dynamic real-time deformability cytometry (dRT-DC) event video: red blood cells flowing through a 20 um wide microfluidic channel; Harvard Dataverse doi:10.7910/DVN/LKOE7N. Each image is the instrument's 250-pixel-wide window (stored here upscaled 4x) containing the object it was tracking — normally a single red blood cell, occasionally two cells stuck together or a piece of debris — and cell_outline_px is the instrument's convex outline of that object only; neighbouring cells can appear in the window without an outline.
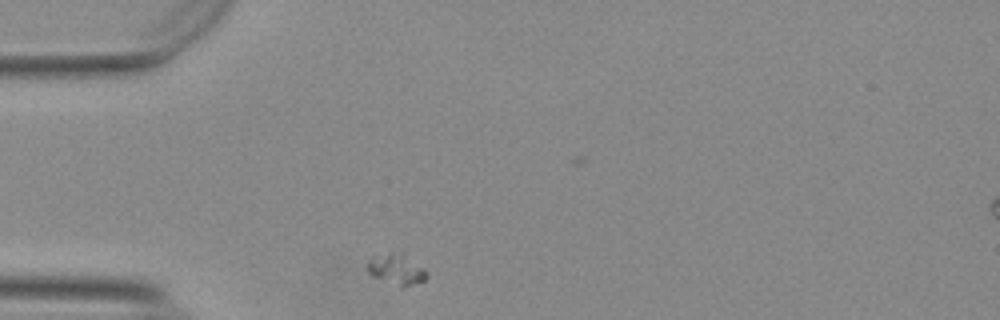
{"species": "Egyptian fruit bat (a non-hibernating species)", "species_latin": "Rousettus aegyptiacus", "temperature_condition": "warm", "stored_images_in_passage": 32, "camera_frame_rate_fps": 3000, "um_per_image_px": 0.085, "animal": {"sex": "female"}, "frame": {"image": 1, "passage_image": 1, "time_ms": 0.0, "image_size_px": [1000, 320], "cell_outline_px": [[428, 276], [424, 280], [404, 288], [400, 288], [372, 276], [368, 272], [368, 260], [372, 256], [404, 252], [424, 268], [428, 272]], "centroid_in_image_um": [33.73, 22.92], "position_along_channel_um": 51.3, "area_um2": 10.81}}
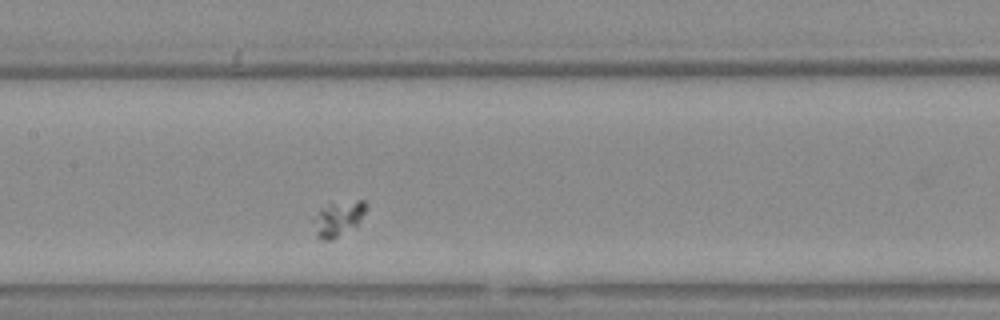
{"frame": {"image": 2, "passage_image": 13, "time_ms": 4.0, "image_size_px": [1000, 320], "cell_outline_px": [[368, 208], [360, 220], [356, 224], [332, 240], [320, 240], [316, 236], [312, 220], [320, 208], [332, 204], [356, 200], [364, 200], [368, 204]], "centroid_in_image_um": [28.74, 18.58], "position_along_channel_um": 178.7, "area_um2": 10.64}}
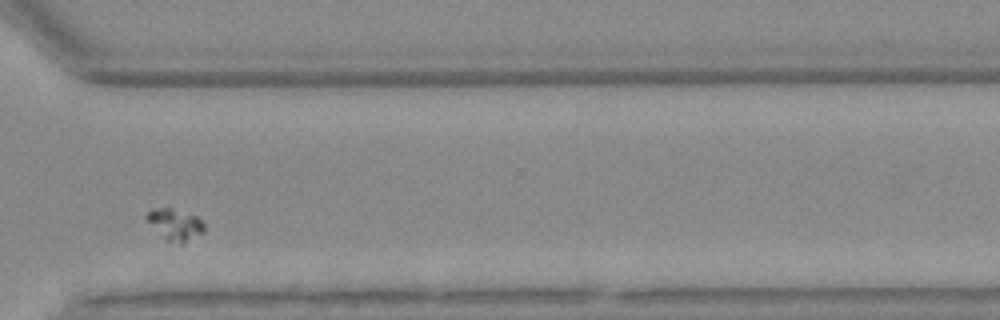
{"frame": {"image": 3, "passage_image": 28, "time_ms": 9.0, "image_size_px": [1000, 320], "cell_outline_px": [[204, 232], [184, 244], [180, 244], [168, 240], [144, 216], [152, 208], [172, 208], [196, 216], [204, 224]], "centroid_in_image_um": [14.93, 19.07], "position_along_channel_um": 355.7, "area_um2": 10.17}}